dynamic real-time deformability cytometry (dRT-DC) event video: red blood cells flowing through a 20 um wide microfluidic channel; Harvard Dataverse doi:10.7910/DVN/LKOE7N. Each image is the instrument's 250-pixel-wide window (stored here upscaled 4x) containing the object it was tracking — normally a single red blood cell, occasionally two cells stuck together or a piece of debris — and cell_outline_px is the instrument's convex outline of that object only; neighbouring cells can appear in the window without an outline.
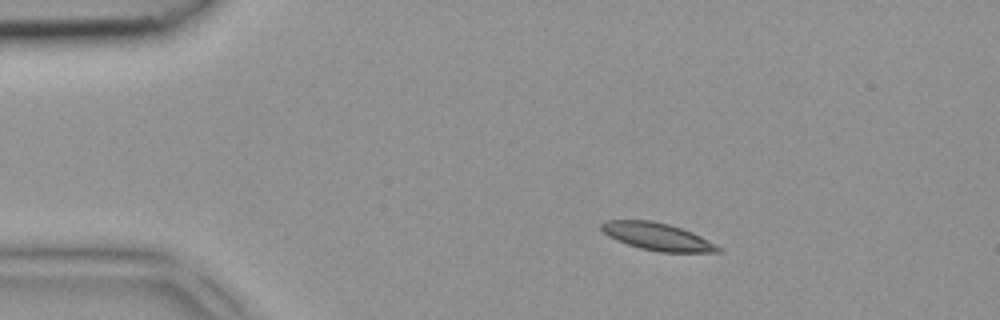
{"species": "common noctule bat (a hibernating species)", "species_latin": "Nyctalus noctula", "temperature_condition": "room temperature", "stored_images_in_passage": 3, "camera_frame_rate_fps": 3000, "um_per_image_px": 0.085, "animal": {"sex": "female", "body_mass_g": 18.4}, "frame": {"image": 1, "passage_image": 1, "time_ms": 0.0, "image_size_px": [1000, 320], "cell_outline_px": [[724, 248], [720, 252], [660, 252], [640, 248], [616, 240], [608, 236], [600, 228], [600, 224], [604, 220], [652, 220], [668, 224], [692, 232]], "centroid_in_image_um": [55.87, 20.11], "position_along_channel_um": 29.1, "area_um2": 18.67}}
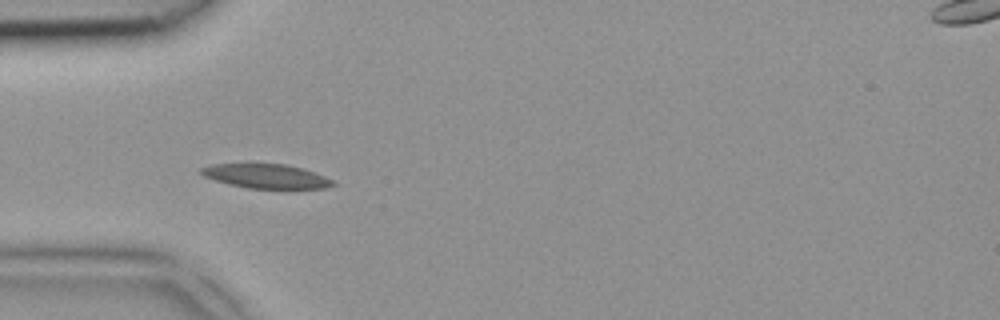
{"frame": {"image": 2, "passage_image": 2, "time_ms": 0.333, "image_size_px": [1000, 320], "cell_outline_px": [[336, 184], [328, 188], [248, 188], [228, 184], [204, 176], [196, 172], [200, 168], [212, 164], [284, 164], [300, 168], [324, 176], [332, 180]], "centroid_in_image_um": [22.57, 14.97], "position_along_channel_um": 62.4, "area_um2": 18.38}}